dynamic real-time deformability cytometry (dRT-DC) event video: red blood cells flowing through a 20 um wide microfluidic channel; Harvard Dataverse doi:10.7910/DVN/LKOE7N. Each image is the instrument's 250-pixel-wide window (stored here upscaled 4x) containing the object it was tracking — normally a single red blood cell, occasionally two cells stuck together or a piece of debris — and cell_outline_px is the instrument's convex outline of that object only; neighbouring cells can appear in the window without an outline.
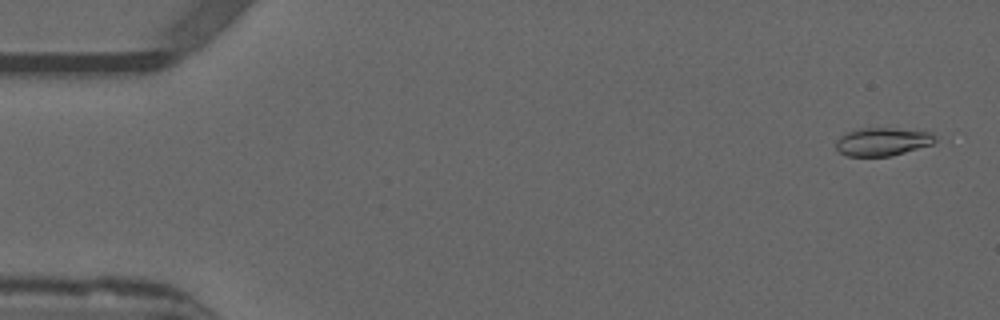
{"species": "common noctule bat (a hibernating species)", "species_latin": "Nyctalus noctula", "temperature_condition": "warm", "stored_images_in_passage": 16, "camera_frame_rate_fps": 3000, "um_per_image_px": 0.085, "animal": {"sex": "male", "forearm_length_mm": 52.5}, "frame": {"image": 1, "passage_image": 3, "time_ms": 0.667, "image_size_px": [1000, 320], "cell_outline_px": [[936, 140], [932, 144], [892, 156], [848, 156], [840, 152], [836, 148], [836, 140], [844, 132], [856, 128], [892, 128], [932, 132], [936, 136]], "centroid_in_image_um": [74.99, 12.03], "position_along_channel_um": 10.0, "area_um2": 16.42}}
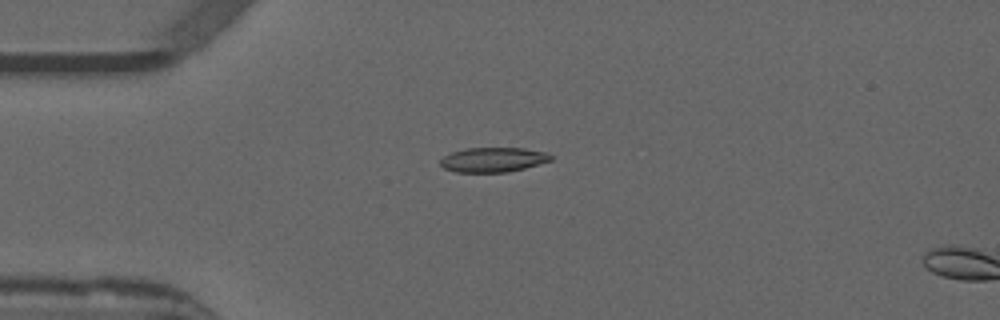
{"frame": {"image": 2, "passage_image": 14, "time_ms": 4.333, "image_size_px": [1000, 320], "cell_outline_px": [[552, 160], [524, 168], [508, 172], [456, 172], [444, 168], [440, 164], [440, 160], [444, 156], [452, 152], [464, 148], [524, 148], [548, 152], [552, 156]], "centroid_in_image_um": [41.92, 13.57], "position_along_channel_um": 43.1, "area_um2": 15.9}}